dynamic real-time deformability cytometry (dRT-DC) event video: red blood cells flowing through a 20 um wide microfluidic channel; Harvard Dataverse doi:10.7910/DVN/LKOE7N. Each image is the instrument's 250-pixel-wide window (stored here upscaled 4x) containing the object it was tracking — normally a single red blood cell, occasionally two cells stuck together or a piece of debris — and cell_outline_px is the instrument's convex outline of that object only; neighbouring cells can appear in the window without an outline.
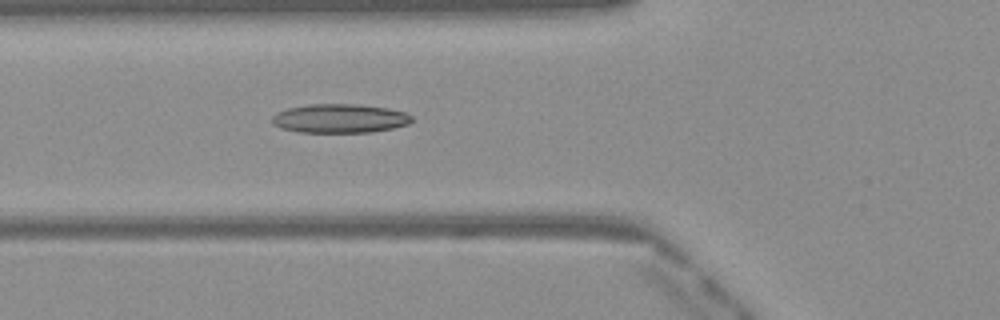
{"species": "Egyptian fruit bat (a non-hibernating species)", "species_latin": "Rousettus aegyptiacus", "temperature_condition": "warm", "stored_images_in_passage": 35, "segment_of_instrument_passage": [1, 2], "camera_frame_rate_fps": 3000, "um_per_image_px": 0.085, "frame": {"image": 1, "passage_image": 3, "time_ms": 0.667, "image_size_px": [1000, 320], "cell_outline_px": [[412, 120], [408, 124], [392, 128], [372, 132], [300, 132], [280, 128], [272, 124], [272, 116], [276, 112], [288, 108], [312, 104], [356, 104], [388, 108], [404, 112], [412, 116]], "centroid_in_image_um": [28.85, 10.07], "position_along_channel_um": 96.9, "area_um2": 23.52}}
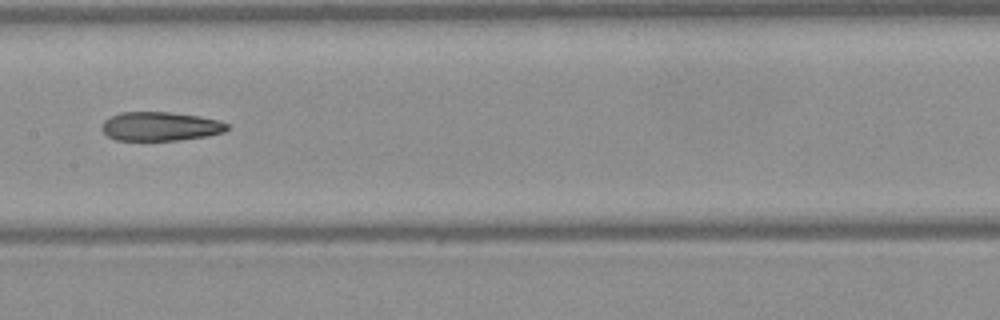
{"frame": {"image": 2, "passage_image": 10, "time_ms": 3.0, "image_size_px": [1000, 320], "cell_outline_px": [[228, 128], [224, 132], [208, 136], [180, 140], [116, 140], [108, 136], [100, 128], [104, 120], [120, 112], [168, 112], [200, 116], [216, 120], [228, 124]], "centroid_in_image_um": [13.61, 10.74], "position_along_channel_um": 193.8, "area_um2": 21.1}}
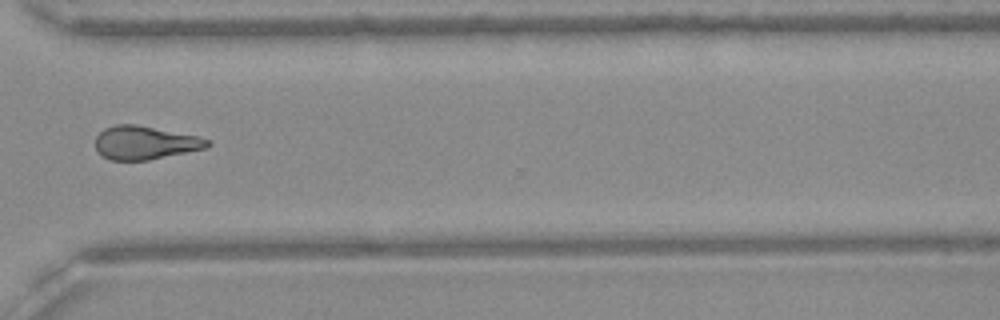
{"frame": {"image": 3, "passage_image": 22, "time_ms": 7.0, "image_size_px": [1000, 320], "cell_outline_px": [[212, 144], [208, 148], [148, 160], [112, 160], [96, 152], [96, 136], [104, 128], [116, 124], [136, 124], [196, 136], [212, 140]], "centroid_in_image_um": [12.34, 12.13], "position_along_channel_um": 358.3, "area_um2": 21.85}}